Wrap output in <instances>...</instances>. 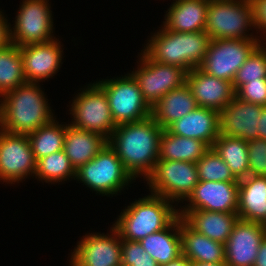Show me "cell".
Wrapping results in <instances>:
<instances>
[{
	"instance_id": "6da1fadb",
	"label": "cell",
	"mask_w": 266,
	"mask_h": 266,
	"mask_svg": "<svg viewBox=\"0 0 266 266\" xmlns=\"http://www.w3.org/2000/svg\"><path fill=\"white\" fill-rule=\"evenodd\" d=\"M162 131L149 116L141 121L118 124L108 139L109 146L135 180L140 176L146 179L154 170Z\"/></svg>"
},
{
	"instance_id": "7a4b0ae2",
	"label": "cell",
	"mask_w": 266,
	"mask_h": 266,
	"mask_svg": "<svg viewBox=\"0 0 266 266\" xmlns=\"http://www.w3.org/2000/svg\"><path fill=\"white\" fill-rule=\"evenodd\" d=\"M0 129L29 134L54 120V114L39 83L27 82L1 96Z\"/></svg>"
},
{
	"instance_id": "3957f363",
	"label": "cell",
	"mask_w": 266,
	"mask_h": 266,
	"mask_svg": "<svg viewBox=\"0 0 266 266\" xmlns=\"http://www.w3.org/2000/svg\"><path fill=\"white\" fill-rule=\"evenodd\" d=\"M148 41L143 52L151 60L179 66L189 72L200 66L211 39L205 31L174 32L162 25Z\"/></svg>"
},
{
	"instance_id": "277c9868",
	"label": "cell",
	"mask_w": 266,
	"mask_h": 266,
	"mask_svg": "<svg viewBox=\"0 0 266 266\" xmlns=\"http://www.w3.org/2000/svg\"><path fill=\"white\" fill-rule=\"evenodd\" d=\"M138 199L125 207L112 225L121 239L139 242L168 227L179 216L174 202L164 197L151 194Z\"/></svg>"
},
{
	"instance_id": "5b68a950",
	"label": "cell",
	"mask_w": 266,
	"mask_h": 266,
	"mask_svg": "<svg viewBox=\"0 0 266 266\" xmlns=\"http://www.w3.org/2000/svg\"><path fill=\"white\" fill-rule=\"evenodd\" d=\"M250 28L255 30L251 0H209L205 32L211 40L260 39L252 33L246 34Z\"/></svg>"
},
{
	"instance_id": "8992f818",
	"label": "cell",
	"mask_w": 266,
	"mask_h": 266,
	"mask_svg": "<svg viewBox=\"0 0 266 266\" xmlns=\"http://www.w3.org/2000/svg\"><path fill=\"white\" fill-rule=\"evenodd\" d=\"M78 181L102 196L116 195L135 180L107 144L92 160L76 170Z\"/></svg>"
},
{
	"instance_id": "52a82bcc",
	"label": "cell",
	"mask_w": 266,
	"mask_h": 266,
	"mask_svg": "<svg viewBox=\"0 0 266 266\" xmlns=\"http://www.w3.org/2000/svg\"><path fill=\"white\" fill-rule=\"evenodd\" d=\"M96 83L107 96L111 116L116 125L141 121L151 116L152 108L145 101L130 73L116 79L99 80Z\"/></svg>"
},
{
	"instance_id": "ba28073f",
	"label": "cell",
	"mask_w": 266,
	"mask_h": 266,
	"mask_svg": "<svg viewBox=\"0 0 266 266\" xmlns=\"http://www.w3.org/2000/svg\"><path fill=\"white\" fill-rule=\"evenodd\" d=\"M75 95L69 111L72 126L98 133L109 139L117 127L111 116L109 102L104 90L97 83H90Z\"/></svg>"
},
{
	"instance_id": "9c48e42d",
	"label": "cell",
	"mask_w": 266,
	"mask_h": 266,
	"mask_svg": "<svg viewBox=\"0 0 266 266\" xmlns=\"http://www.w3.org/2000/svg\"><path fill=\"white\" fill-rule=\"evenodd\" d=\"M146 181L151 194L183 202L199 182L196 163L158 159Z\"/></svg>"
},
{
	"instance_id": "30bf717a",
	"label": "cell",
	"mask_w": 266,
	"mask_h": 266,
	"mask_svg": "<svg viewBox=\"0 0 266 266\" xmlns=\"http://www.w3.org/2000/svg\"><path fill=\"white\" fill-rule=\"evenodd\" d=\"M261 42L260 39L211 40L198 68L210 76L233 83L239 68Z\"/></svg>"
},
{
	"instance_id": "8fae6325",
	"label": "cell",
	"mask_w": 266,
	"mask_h": 266,
	"mask_svg": "<svg viewBox=\"0 0 266 266\" xmlns=\"http://www.w3.org/2000/svg\"><path fill=\"white\" fill-rule=\"evenodd\" d=\"M140 55L137 70L130 74L137 82L145 101L152 108L168 92L186 83L187 71L179 66L155 62L144 52Z\"/></svg>"
},
{
	"instance_id": "7c38bea8",
	"label": "cell",
	"mask_w": 266,
	"mask_h": 266,
	"mask_svg": "<svg viewBox=\"0 0 266 266\" xmlns=\"http://www.w3.org/2000/svg\"><path fill=\"white\" fill-rule=\"evenodd\" d=\"M48 1L23 0L15 17V24L11 28L12 44L21 47L28 44L45 43L56 38L52 34L53 16Z\"/></svg>"
},
{
	"instance_id": "4fadbf2b",
	"label": "cell",
	"mask_w": 266,
	"mask_h": 266,
	"mask_svg": "<svg viewBox=\"0 0 266 266\" xmlns=\"http://www.w3.org/2000/svg\"><path fill=\"white\" fill-rule=\"evenodd\" d=\"M35 173L36 160L28 136L0 129V180L15 184Z\"/></svg>"
},
{
	"instance_id": "5bb4252c",
	"label": "cell",
	"mask_w": 266,
	"mask_h": 266,
	"mask_svg": "<svg viewBox=\"0 0 266 266\" xmlns=\"http://www.w3.org/2000/svg\"><path fill=\"white\" fill-rule=\"evenodd\" d=\"M77 244L70 266H121V237L113 226L110 234H85Z\"/></svg>"
},
{
	"instance_id": "9a60e30c",
	"label": "cell",
	"mask_w": 266,
	"mask_h": 266,
	"mask_svg": "<svg viewBox=\"0 0 266 266\" xmlns=\"http://www.w3.org/2000/svg\"><path fill=\"white\" fill-rule=\"evenodd\" d=\"M265 236L264 224L238 219L225 243V264L254 266L260 243Z\"/></svg>"
},
{
	"instance_id": "2e32d148",
	"label": "cell",
	"mask_w": 266,
	"mask_h": 266,
	"mask_svg": "<svg viewBox=\"0 0 266 266\" xmlns=\"http://www.w3.org/2000/svg\"><path fill=\"white\" fill-rule=\"evenodd\" d=\"M239 182L199 181L179 210L237 213Z\"/></svg>"
},
{
	"instance_id": "e0dca14e",
	"label": "cell",
	"mask_w": 266,
	"mask_h": 266,
	"mask_svg": "<svg viewBox=\"0 0 266 266\" xmlns=\"http://www.w3.org/2000/svg\"><path fill=\"white\" fill-rule=\"evenodd\" d=\"M57 38L20 47L26 82L39 83L52 78L60 69L63 48Z\"/></svg>"
},
{
	"instance_id": "ac0fdd59",
	"label": "cell",
	"mask_w": 266,
	"mask_h": 266,
	"mask_svg": "<svg viewBox=\"0 0 266 266\" xmlns=\"http://www.w3.org/2000/svg\"><path fill=\"white\" fill-rule=\"evenodd\" d=\"M261 106L234 97L219 112L220 134L246 141L258 138Z\"/></svg>"
},
{
	"instance_id": "d6986e66",
	"label": "cell",
	"mask_w": 266,
	"mask_h": 266,
	"mask_svg": "<svg viewBox=\"0 0 266 266\" xmlns=\"http://www.w3.org/2000/svg\"><path fill=\"white\" fill-rule=\"evenodd\" d=\"M186 84L196 99L198 107L220 112L235 97L232 82L210 76L199 68L187 72Z\"/></svg>"
},
{
	"instance_id": "ffe728a7",
	"label": "cell",
	"mask_w": 266,
	"mask_h": 266,
	"mask_svg": "<svg viewBox=\"0 0 266 266\" xmlns=\"http://www.w3.org/2000/svg\"><path fill=\"white\" fill-rule=\"evenodd\" d=\"M172 134L198 139L212 148L220 134L219 112L197 107L167 128Z\"/></svg>"
},
{
	"instance_id": "44dd1931",
	"label": "cell",
	"mask_w": 266,
	"mask_h": 266,
	"mask_svg": "<svg viewBox=\"0 0 266 266\" xmlns=\"http://www.w3.org/2000/svg\"><path fill=\"white\" fill-rule=\"evenodd\" d=\"M179 215L196 232L223 244L239 219L237 213L206 210H179Z\"/></svg>"
},
{
	"instance_id": "7402d4cb",
	"label": "cell",
	"mask_w": 266,
	"mask_h": 266,
	"mask_svg": "<svg viewBox=\"0 0 266 266\" xmlns=\"http://www.w3.org/2000/svg\"><path fill=\"white\" fill-rule=\"evenodd\" d=\"M163 26L174 32L205 31L209 0H173ZM168 12V13H167Z\"/></svg>"
},
{
	"instance_id": "603a6c76",
	"label": "cell",
	"mask_w": 266,
	"mask_h": 266,
	"mask_svg": "<svg viewBox=\"0 0 266 266\" xmlns=\"http://www.w3.org/2000/svg\"><path fill=\"white\" fill-rule=\"evenodd\" d=\"M237 214L240 220L266 222V176H252L239 180Z\"/></svg>"
},
{
	"instance_id": "cb8c5ba5",
	"label": "cell",
	"mask_w": 266,
	"mask_h": 266,
	"mask_svg": "<svg viewBox=\"0 0 266 266\" xmlns=\"http://www.w3.org/2000/svg\"><path fill=\"white\" fill-rule=\"evenodd\" d=\"M107 144L104 136L65 123L63 150L75 170L92 160Z\"/></svg>"
},
{
	"instance_id": "d4e9b609",
	"label": "cell",
	"mask_w": 266,
	"mask_h": 266,
	"mask_svg": "<svg viewBox=\"0 0 266 266\" xmlns=\"http://www.w3.org/2000/svg\"><path fill=\"white\" fill-rule=\"evenodd\" d=\"M182 254L192 263H224L225 244L196 232L180 216Z\"/></svg>"
},
{
	"instance_id": "484cf974",
	"label": "cell",
	"mask_w": 266,
	"mask_h": 266,
	"mask_svg": "<svg viewBox=\"0 0 266 266\" xmlns=\"http://www.w3.org/2000/svg\"><path fill=\"white\" fill-rule=\"evenodd\" d=\"M197 107L196 99L185 83L182 87L171 90L164 95L152 107L151 116L164 130Z\"/></svg>"
},
{
	"instance_id": "4316f807",
	"label": "cell",
	"mask_w": 266,
	"mask_h": 266,
	"mask_svg": "<svg viewBox=\"0 0 266 266\" xmlns=\"http://www.w3.org/2000/svg\"><path fill=\"white\" fill-rule=\"evenodd\" d=\"M139 242L159 265L178 258L182 255L180 215L168 227L147 235Z\"/></svg>"
},
{
	"instance_id": "83f0119b",
	"label": "cell",
	"mask_w": 266,
	"mask_h": 266,
	"mask_svg": "<svg viewBox=\"0 0 266 266\" xmlns=\"http://www.w3.org/2000/svg\"><path fill=\"white\" fill-rule=\"evenodd\" d=\"M210 147L203 141L172 134L164 129L159 138V159L196 163Z\"/></svg>"
},
{
	"instance_id": "f1b7e54d",
	"label": "cell",
	"mask_w": 266,
	"mask_h": 266,
	"mask_svg": "<svg viewBox=\"0 0 266 266\" xmlns=\"http://www.w3.org/2000/svg\"><path fill=\"white\" fill-rule=\"evenodd\" d=\"M212 148L229 166L231 172L238 180L249 176V158L246 140L219 134Z\"/></svg>"
},
{
	"instance_id": "f546056e",
	"label": "cell",
	"mask_w": 266,
	"mask_h": 266,
	"mask_svg": "<svg viewBox=\"0 0 266 266\" xmlns=\"http://www.w3.org/2000/svg\"><path fill=\"white\" fill-rule=\"evenodd\" d=\"M36 162L64 149L65 125L56 118L50 123L27 134Z\"/></svg>"
},
{
	"instance_id": "4dcf8cb0",
	"label": "cell",
	"mask_w": 266,
	"mask_h": 266,
	"mask_svg": "<svg viewBox=\"0 0 266 266\" xmlns=\"http://www.w3.org/2000/svg\"><path fill=\"white\" fill-rule=\"evenodd\" d=\"M27 83L23 70L20 47L11 44L0 49V97Z\"/></svg>"
},
{
	"instance_id": "1f68e13d",
	"label": "cell",
	"mask_w": 266,
	"mask_h": 266,
	"mask_svg": "<svg viewBox=\"0 0 266 266\" xmlns=\"http://www.w3.org/2000/svg\"><path fill=\"white\" fill-rule=\"evenodd\" d=\"M35 177L46 183H58L62 181L75 180L76 170L71 165L69 158L64 150L52 153L36 162Z\"/></svg>"
},
{
	"instance_id": "d6a6232c",
	"label": "cell",
	"mask_w": 266,
	"mask_h": 266,
	"mask_svg": "<svg viewBox=\"0 0 266 266\" xmlns=\"http://www.w3.org/2000/svg\"><path fill=\"white\" fill-rule=\"evenodd\" d=\"M196 167L199 181L239 182L213 148L196 162Z\"/></svg>"
},
{
	"instance_id": "836d02e7",
	"label": "cell",
	"mask_w": 266,
	"mask_h": 266,
	"mask_svg": "<svg viewBox=\"0 0 266 266\" xmlns=\"http://www.w3.org/2000/svg\"><path fill=\"white\" fill-rule=\"evenodd\" d=\"M266 79V49L260 44L239 68L233 81L235 92L249 81Z\"/></svg>"
},
{
	"instance_id": "e575fe53",
	"label": "cell",
	"mask_w": 266,
	"mask_h": 266,
	"mask_svg": "<svg viewBox=\"0 0 266 266\" xmlns=\"http://www.w3.org/2000/svg\"><path fill=\"white\" fill-rule=\"evenodd\" d=\"M121 266H160L138 241L121 239Z\"/></svg>"
},
{
	"instance_id": "d590c367",
	"label": "cell",
	"mask_w": 266,
	"mask_h": 266,
	"mask_svg": "<svg viewBox=\"0 0 266 266\" xmlns=\"http://www.w3.org/2000/svg\"><path fill=\"white\" fill-rule=\"evenodd\" d=\"M249 175L266 176V140L256 138L247 141Z\"/></svg>"
},
{
	"instance_id": "8d00e7d4",
	"label": "cell",
	"mask_w": 266,
	"mask_h": 266,
	"mask_svg": "<svg viewBox=\"0 0 266 266\" xmlns=\"http://www.w3.org/2000/svg\"><path fill=\"white\" fill-rule=\"evenodd\" d=\"M235 96L242 101L266 106V79H258L243 84Z\"/></svg>"
},
{
	"instance_id": "74e56055",
	"label": "cell",
	"mask_w": 266,
	"mask_h": 266,
	"mask_svg": "<svg viewBox=\"0 0 266 266\" xmlns=\"http://www.w3.org/2000/svg\"><path fill=\"white\" fill-rule=\"evenodd\" d=\"M254 7V26L256 32L261 31V35H264V39L266 40V0H251ZM263 31V32H262ZM263 33V34H262Z\"/></svg>"
},
{
	"instance_id": "f35d334b",
	"label": "cell",
	"mask_w": 266,
	"mask_h": 266,
	"mask_svg": "<svg viewBox=\"0 0 266 266\" xmlns=\"http://www.w3.org/2000/svg\"><path fill=\"white\" fill-rule=\"evenodd\" d=\"M10 28L11 24H8L4 14L0 11V49L12 44Z\"/></svg>"
},
{
	"instance_id": "ab89813d",
	"label": "cell",
	"mask_w": 266,
	"mask_h": 266,
	"mask_svg": "<svg viewBox=\"0 0 266 266\" xmlns=\"http://www.w3.org/2000/svg\"><path fill=\"white\" fill-rule=\"evenodd\" d=\"M254 266H266V236L260 243Z\"/></svg>"
},
{
	"instance_id": "60d3db41",
	"label": "cell",
	"mask_w": 266,
	"mask_h": 266,
	"mask_svg": "<svg viewBox=\"0 0 266 266\" xmlns=\"http://www.w3.org/2000/svg\"><path fill=\"white\" fill-rule=\"evenodd\" d=\"M258 138L266 140V106H261V116L259 117Z\"/></svg>"
},
{
	"instance_id": "b9f144b4",
	"label": "cell",
	"mask_w": 266,
	"mask_h": 266,
	"mask_svg": "<svg viewBox=\"0 0 266 266\" xmlns=\"http://www.w3.org/2000/svg\"><path fill=\"white\" fill-rule=\"evenodd\" d=\"M160 266H192V262L183 254L178 258Z\"/></svg>"
},
{
	"instance_id": "7bdbcfd3",
	"label": "cell",
	"mask_w": 266,
	"mask_h": 266,
	"mask_svg": "<svg viewBox=\"0 0 266 266\" xmlns=\"http://www.w3.org/2000/svg\"><path fill=\"white\" fill-rule=\"evenodd\" d=\"M192 266H227L224 263H204V262H197V263H192Z\"/></svg>"
},
{
	"instance_id": "ee69618b",
	"label": "cell",
	"mask_w": 266,
	"mask_h": 266,
	"mask_svg": "<svg viewBox=\"0 0 266 266\" xmlns=\"http://www.w3.org/2000/svg\"><path fill=\"white\" fill-rule=\"evenodd\" d=\"M263 41H266V40H262V43H261V45L266 49V42L264 43Z\"/></svg>"
}]
</instances>
